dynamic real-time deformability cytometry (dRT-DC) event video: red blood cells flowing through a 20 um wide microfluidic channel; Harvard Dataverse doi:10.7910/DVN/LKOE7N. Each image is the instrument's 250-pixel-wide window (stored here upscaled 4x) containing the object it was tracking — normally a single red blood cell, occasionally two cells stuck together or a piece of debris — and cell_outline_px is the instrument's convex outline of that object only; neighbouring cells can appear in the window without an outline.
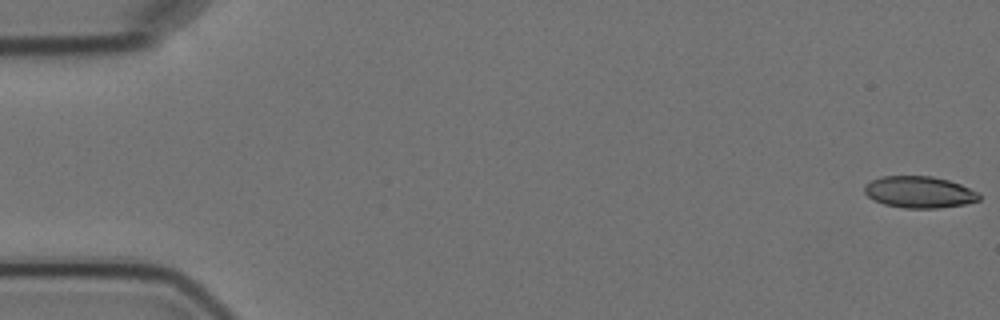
{"species": "Egyptian fruit bat (a non-hibernating species)", "species_latin": "Rousettus aegyptiacus", "temperature_condition": "cold", "stored_images_in_passage": 5, "camera_frame_rate_fps": 3000, "um_per_image_px": 0.085, "animal": {"sex": "female"}, "frame": {"image": 1, "passage_image": 1, "time_ms": 0.0, "image_size_px": [1000, 320], "cell_outline_px": [[980, 200], [964, 204], [936, 208], [904, 208], [884, 204], [872, 200], [864, 192], [864, 188], [872, 180], [880, 176], [932, 176], [948, 180], [960, 184], [980, 192]], "centroid_in_image_um": [78.15, 16.33], "position_along_channel_um": 6.8, "area_um2": 21.15}}
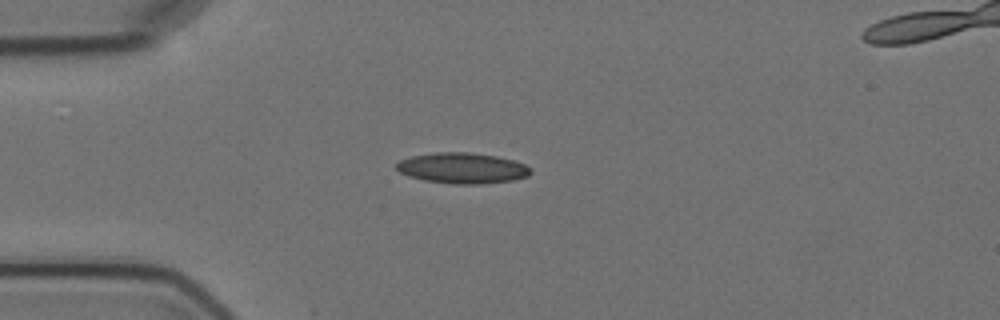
{"frame": {"image": 2, "passage_image": 5, "time_ms": 4.667, "image_size_px": [1000, 320], "cell_outline_px": [[532, 172], [528, 176], [512, 180], [480, 184], [452, 184], [424, 180], [408, 176], [400, 172], [396, 168], [396, 164], [400, 160], [412, 156], [436, 152], [472, 152], [496, 156], [512, 160], [524, 164]], "centroid_in_image_um": [39.28, 14.29], "position_along_channel_um": 45.7, "area_um2": 23.93}}